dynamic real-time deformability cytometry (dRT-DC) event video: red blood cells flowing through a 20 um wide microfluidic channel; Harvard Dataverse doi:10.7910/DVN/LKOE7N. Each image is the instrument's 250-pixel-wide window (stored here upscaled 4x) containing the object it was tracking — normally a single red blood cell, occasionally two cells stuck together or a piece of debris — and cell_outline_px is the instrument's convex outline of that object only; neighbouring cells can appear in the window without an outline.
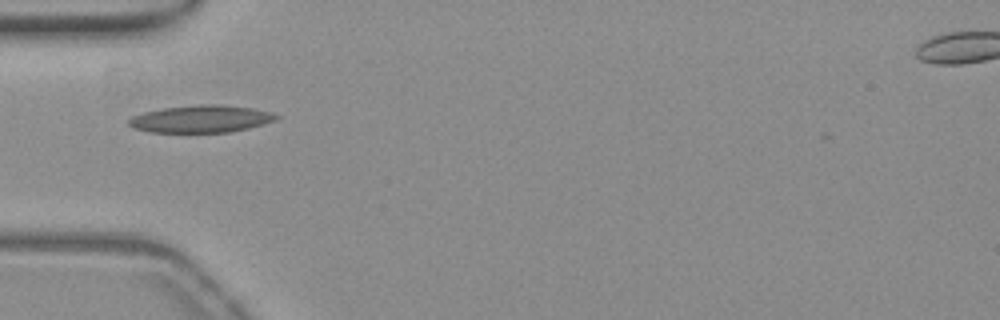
{"species": "common noctule bat (a hibernating species)", "species_latin": "Nyctalus noctula", "temperature_condition": "warm", "stored_images_in_passage": 35, "camera_frame_rate_fps": 3000, "um_per_image_px": 0.085, "animal": {"sex": "female", "body_mass_g": 19.3, "forearm_length_mm": 54.1}, "frame": {"image": 1, "passage_image": 2, "time_ms": 0.333, "image_size_px": [1000, 320], "cell_outline_px": [[280, 116], [276, 120], [248, 128], [228, 132], [152, 132], [136, 128], [128, 124], [128, 120], [132, 116], [144, 112], [164, 108], [200, 104], [220, 104], [252, 108], [268, 112]], "centroid_in_image_um": [17.08, 10.1], "position_along_channel_um": 67.9, "area_um2": 23.18}}
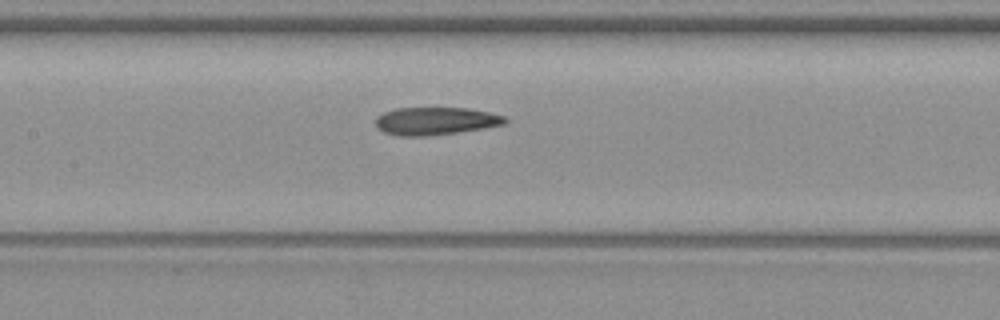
{"frame": {"image": 2, "passage_image": 10, "time_ms": 3.0, "image_size_px": [1000, 320], "cell_outline_px": [[508, 120], [504, 124], [484, 128], [456, 132], [424, 136], [400, 136], [384, 132], [376, 128], [376, 116], [384, 112], [396, 108], [468, 108], [492, 112], [504, 116]], "centroid_in_image_um": [37.01, 10.28], "position_along_channel_um": 170.4, "area_um2": 20.92}}
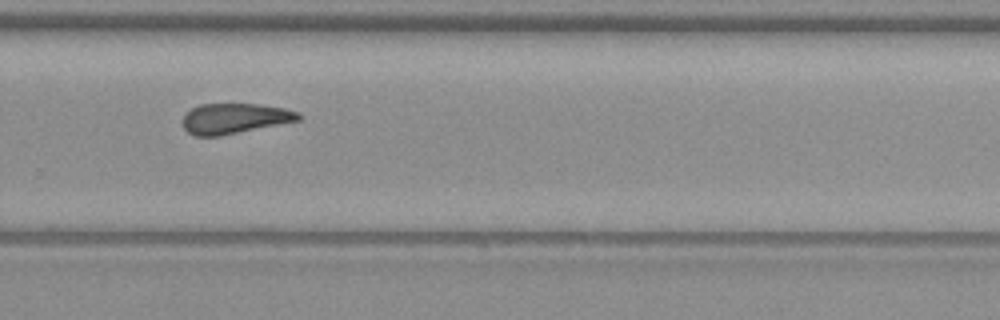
{"frame": {"image": 3, "passage_image": 21, "time_ms": 6.667, "image_size_px": [1000, 320], "cell_outline_px": [[304, 116], [300, 120], [220, 136], [196, 136], [188, 132], [184, 128], [180, 120], [192, 108], [200, 104], [260, 104], [284, 108], [300, 112]], "centroid_in_image_um": [19.95, 10.07], "position_along_channel_um": 309.8, "area_um2": 20.58}, "authors_computed_cell_mechanics": {"area_um2": 20.7502, "velocity_mm_per_s": 3.8207, "shape_relaxation_time_tau1_ms": null, "shape_relaxation_time_tau2_ms": 4.3529, "deformation_change_tau1": null, "deformation_change_tau2": 0.1314}}